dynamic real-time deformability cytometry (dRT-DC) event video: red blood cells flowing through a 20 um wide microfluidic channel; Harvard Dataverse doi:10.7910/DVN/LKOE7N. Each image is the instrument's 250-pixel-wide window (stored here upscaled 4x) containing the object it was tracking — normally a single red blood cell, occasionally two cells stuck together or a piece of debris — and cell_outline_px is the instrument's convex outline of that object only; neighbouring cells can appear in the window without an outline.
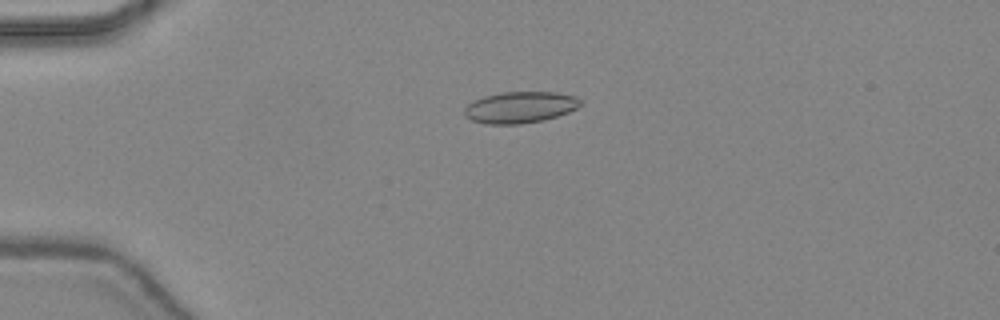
{"species": "common noctule bat (a hibernating species)", "species_latin": "Nyctalus noctula", "temperature_condition": "warm", "stored_images_in_passage": 40, "camera_frame_rate_fps": 3000, "um_per_image_px": 0.085, "animal": {"sex": "female", "body_mass_g": 24.6, "forearm_length_mm": 56.2}, "frame": {"image": 1, "passage_image": 5, "time_ms": 1.333, "image_size_px": [1000, 320], "cell_outline_px": [[580, 104], [576, 108], [568, 112], [544, 120], [520, 124], [484, 124], [472, 120], [464, 116], [464, 108], [472, 100], [484, 96], [500, 92], [556, 92], [576, 96], [580, 100]], "centroid_in_image_um": [44.16, 9.12], "position_along_channel_um": 40.8, "area_um2": 21.33}}
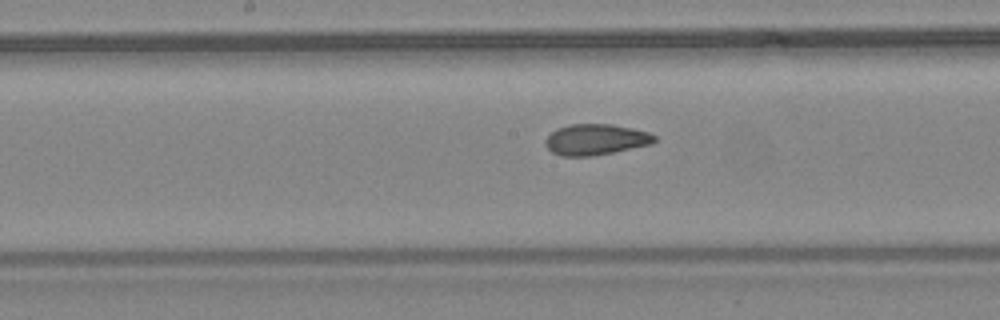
{"frame": {"image": 2, "passage_image": 18, "time_ms": 5.667, "image_size_px": [1000, 320], "cell_outline_px": [[656, 140], [652, 144], [592, 156], [560, 156], [552, 152], [544, 144], [544, 140], [556, 128], [568, 124], [612, 124], [632, 128], [648, 132], [656, 136]], "centroid_in_image_um": [50.61, 11.85], "position_along_channel_um": 197.6, "area_um2": 19.71}}
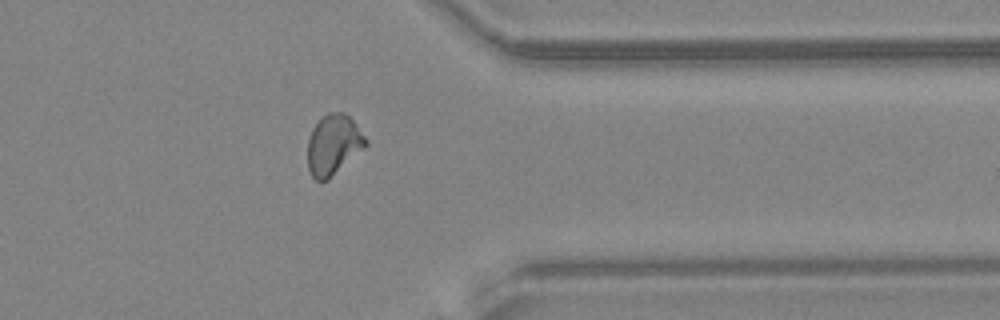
{"frame": {"image": 3, "passage_image": 31, "time_ms": 10.0, "image_size_px": [1000, 320], "cell_outline_px": [[368, 144], [364, 148], [328, 180], [316, 180], [312, 176], [308, 168], [308, 140], [312, 128], [328, 112], [344, 112], [352, 120], [368, 140]], "centroid_in_image_um": [28.34, 12.31], "position_along_channel_um": 383.1, "area_um2": 20.17}, "authors_computed_cell_mechanics": {"area_um2": 20.1144, "velocity_mm_per_s": 4.4579, "shape_relaxation_time_tau1_ms": 10.0024, "shape_relaxation_time_tau2_ms": 1.3655, "deformation_change_tau1": 0.205, "deformation_change_tau2": 0.0769}}